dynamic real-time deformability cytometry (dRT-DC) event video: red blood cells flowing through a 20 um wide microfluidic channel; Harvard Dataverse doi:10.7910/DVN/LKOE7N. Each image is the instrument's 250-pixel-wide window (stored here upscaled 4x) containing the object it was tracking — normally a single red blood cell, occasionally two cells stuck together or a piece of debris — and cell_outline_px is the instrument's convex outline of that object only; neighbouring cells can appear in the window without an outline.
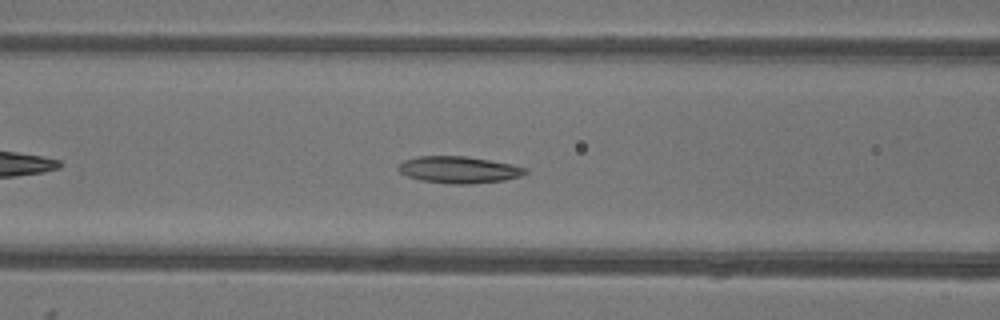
{"species": "common noctule bat (a hibernating species)", "species_latin": "Nyctalus noctula", "temperature_condition": "warm", "stored_images_in_passage": 39, "camera_frame_rate_fps": 3000, "um_per_image_px": 0.085, "animal": {"sex": "female"}, "frame": {"image": 1, "passage_image": 8, "time_ms": 2.333, "image_size_px": [1000, 320], "cell_outline_px": [[528, 172], [520, 176], [504, 180], [472, 184], [452, 184], [420, 180], [408, 176], [400, 172], [396, 168], [404, 160], [416, 156], [468, 156], [512, 164], [528, 168]], "centroid_in_image_um": [39.01, 14.42], "position_along_channel_um": 127.6, "area_um2": 19.94}}
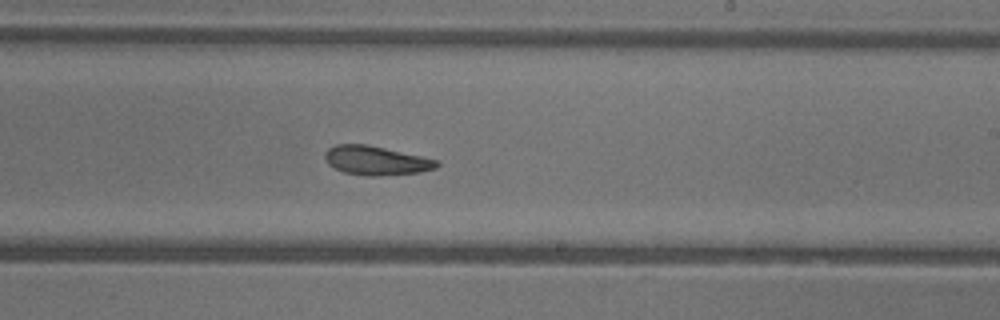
{"frame": {"image": 2, "passage_image": 18, "time_ms": 5.667, "image_size_px": [1000, 320], "cell_outline_px": [[440, 164], [436, 168], [420, 172], [380, 176], [368, 176], [344, 172], [328, 164], [324, 160], [324, 152], [328, 148], [336, 144], [368, 144], [440, 160]], "centroid_in_image_um": [31.97, 13.64], "position_along_channel_um": 257.0, "area_um2": 19.13}}
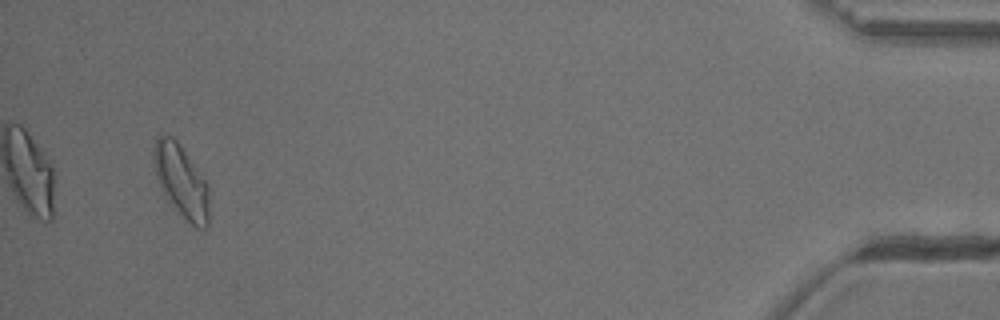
{"frame": {"image": 3, "passage_image": 37, "time_ms": 12.0, "image_size_px": [1000, 320], "cell_outline_px": [[208, 228], [196, 228], [168, 200], [160, 188], [156, 176], [152, 156], [152, 148], [156, 136], [160, 132], [172, 136], [176, 140], [208, 184]], "centroid_in_image_um": [15.36, 15.33], "position_along_channel_um": 419.8, "area_um2": 23.29}, "authors_computed_cell_mechanics": {"area_um2": 19.5942, "velocity_mm_per_s": 3.8833, "shape_relaxation_time_tau1_ms": null, "shape_relaxation_time_tau2_ms": 5.5049, "deformation_change_tau1": null, "deformation_change_tau2": 0.1326}}